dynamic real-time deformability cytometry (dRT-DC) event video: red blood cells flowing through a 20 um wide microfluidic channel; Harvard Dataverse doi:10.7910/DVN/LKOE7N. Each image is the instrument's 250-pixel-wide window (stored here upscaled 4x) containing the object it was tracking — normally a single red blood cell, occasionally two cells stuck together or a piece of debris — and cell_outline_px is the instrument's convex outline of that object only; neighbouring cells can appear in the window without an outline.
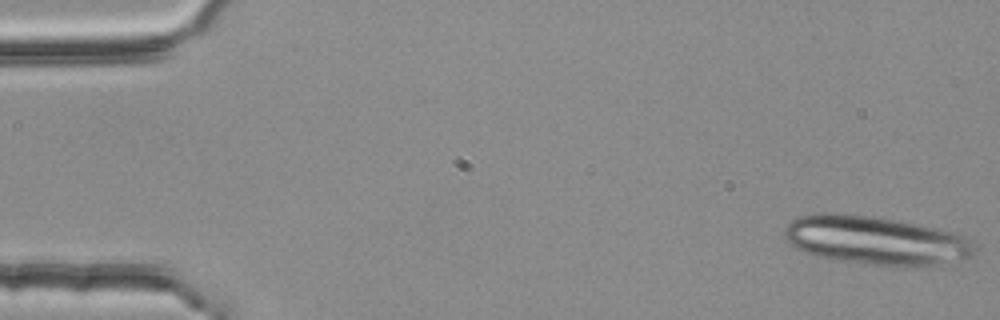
{"species": "common noctule bat (a hibernating species)", "species_latin": "Nyctalus noctula", "temperature_condition": "room temperature", "stored_images_in_passage": 4, "camera_frame_rate_fps": 3000, "um_per_image_px": 0.085, "animal": {"sex": "female", "body_mass_g": 25.1}, "frame": {"image": 1, "passage_image": 1, "time_ms": 0.0, "image_size_px": [1000, 320], "cell_outline_px": [[976, 252], [972, 256], [936, 264], [872, 264], [840, 260], [816, 256], [804, 252], [796, 248], [784, 236], [784, 228], [792, 220], [800, 216], [816, 212], [828, 212], [872, 216], [900, 220], [956, 232], [964, 236], [976, 244]], "centroid_in_image_um": [74.41, 20.38], "position_along_channel_um": 10.6, "area_um2": 53.23}}